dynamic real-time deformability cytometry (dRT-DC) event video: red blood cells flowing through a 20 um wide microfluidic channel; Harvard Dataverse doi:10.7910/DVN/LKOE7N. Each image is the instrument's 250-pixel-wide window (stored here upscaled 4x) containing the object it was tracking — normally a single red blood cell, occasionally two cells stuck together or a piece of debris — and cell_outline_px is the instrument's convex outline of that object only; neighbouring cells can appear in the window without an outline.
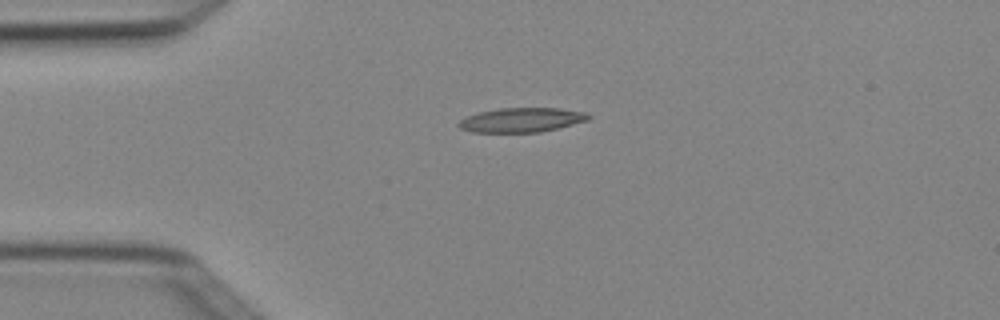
{"species": "Egyptian fruit bat (a non-hibernating species)", "species_latin": "Rousettus aegyptiacus", "temperature_condition": "cold", "stored_images_in_passage": 3, "camera_frame_rate_fps": 3000, "um_per_image_px": 0.085, "animal": {"sex": "female"}, "frame": {"image": 1, "passage_image": 1, "time_ms": 0.0, "image_size_px": [1000, 320], "cell_outline_px": [[592, 116], [588, 120], [540, 132], [472, 132], [460, 128], [456, 124], [460, 120], [468, 116], [480, 112], [496, 108], [560, 108], [588, 112]], "centroid_in_image_um": [44.35, 10.19], "position_along_channel_um": 40.7, "area_um2": 18.44}}
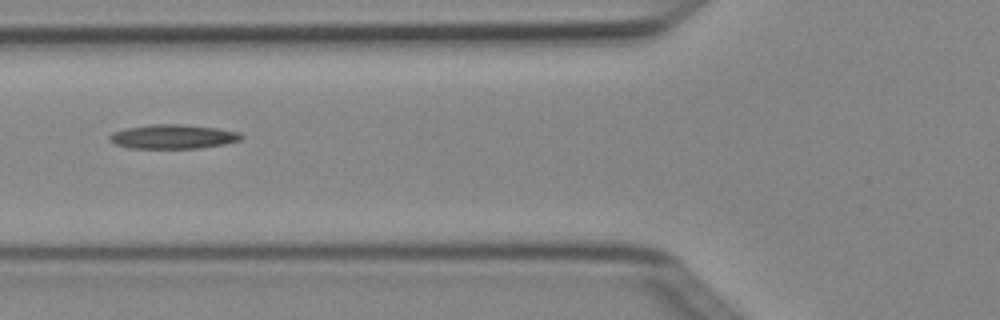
{"frame": {"image": 2, "passage_image": 3, "time_ms": 0.667, "image_size_px": [1000, 320], "cell_outline_px": [[244, 136], [240, 140], [224, 144], [200, 148], [128, 148], [116, 144], [108, 140], [108, 136], [112, 132], [124, 128], [152, 124], [180, 124], [216, 128], [240, 132]], "centroid_in_image_um": [14.67, 11.61], "position_along_channel_um": 111.1, "area_um2": 18.67}}